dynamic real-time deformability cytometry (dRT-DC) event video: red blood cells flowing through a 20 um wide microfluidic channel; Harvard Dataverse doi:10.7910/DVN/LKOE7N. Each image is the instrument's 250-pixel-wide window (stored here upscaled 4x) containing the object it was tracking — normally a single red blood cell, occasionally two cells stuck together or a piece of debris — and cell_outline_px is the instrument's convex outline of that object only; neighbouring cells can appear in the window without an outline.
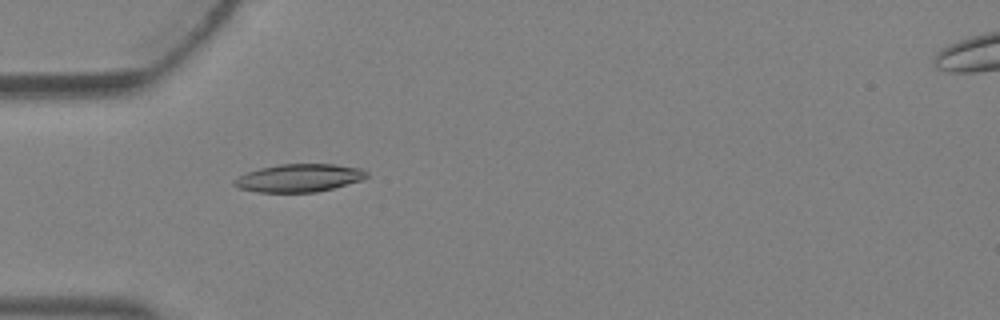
{"species": "Egyptian fruit bat (a non-hibernating species)", "species_latin": "Rousettus aegyptiacus", "temperature_condition": "warm", "stored_images_in_passage": 4, "camera_frame_rate_fps": 3000, "um_per_image_px": 0.085, "animal": {"sex": "female"}, "frame": {"image": 1, "passage_image": 4, "time_ms": 1.0, "image_size_px": [1000, 320], "cell_outline_px": [[368, 176], [364, 180], [316, 192], [256, 192], [240, 188], [232, 184], [232, 180], [248, 172], [260, 168], [280, 164], [332, 164], [360, 168], [368, 172]], "centroid_in_image_um": [25.44, 15.12], "position_along_channel_um": 59.6, "area_um2": 21.5}}